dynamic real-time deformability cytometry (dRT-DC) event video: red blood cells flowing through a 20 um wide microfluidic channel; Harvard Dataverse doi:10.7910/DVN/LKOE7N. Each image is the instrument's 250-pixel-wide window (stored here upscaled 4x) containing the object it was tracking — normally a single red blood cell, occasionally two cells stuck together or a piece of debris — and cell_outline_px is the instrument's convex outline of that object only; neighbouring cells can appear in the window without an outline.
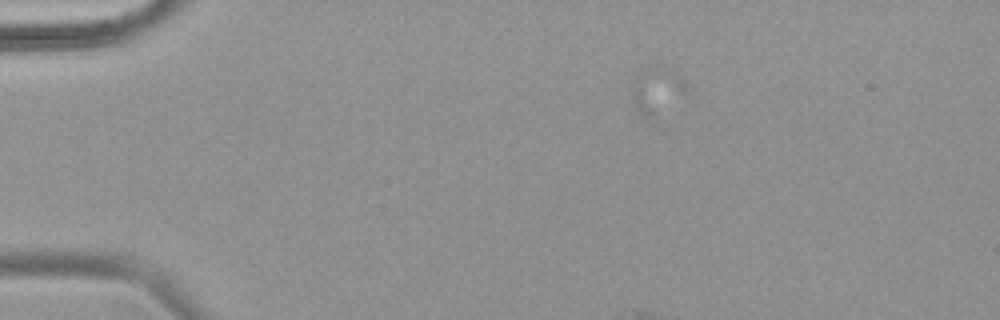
{"species": "common noctule bat (a hibernating species)", "species_latin": "Nyctalus noctula", "temperature_condition": "warm", "stored_images_in_passage": 1, "camera_frame_rate_fps": 3000, "um_per_image_px": 0.085, "animal": {"sex": "female", "body_mass_g": 18.4}, "frame": {"image": 1, "passage_image": 1, "time_ms": 0.0, "image_size_px": [1000, 320], "cell_outline_px": [[688, 96], [648, 120], [636, 112], [636, 76], [640, 64], [652, 64], [672, 68], [684, 80], [688, 88]], "centroid_in_image_um": [55.93, 7.62], "position_along_channel_um": 29.1, "area_um2": 15.32}}